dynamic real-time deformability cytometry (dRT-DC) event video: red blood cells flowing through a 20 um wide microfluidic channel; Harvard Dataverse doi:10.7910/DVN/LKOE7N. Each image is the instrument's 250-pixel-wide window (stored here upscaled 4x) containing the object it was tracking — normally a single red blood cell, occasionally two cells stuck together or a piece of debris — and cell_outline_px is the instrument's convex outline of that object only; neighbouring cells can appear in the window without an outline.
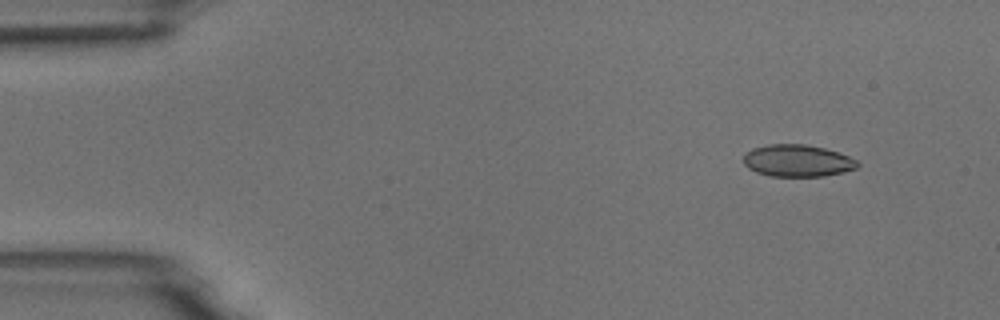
{"species": "common noctule bat (a hibernating species)", "species_latin": "Nyctalus noctula", "temperature_condition": "room temperature", "stored_images_in_passage": 4, "camera_frame_rate_fps": 3000, "um_per_image_px": 0.085, "animal": {"sex": "male", "body_mass_g": 18.8}, "frame": {"image": 1, "passage_image": 2, "time_ms": 1.0, "image_size_px": [1000, 320], "cell_outline_px": [[860, 164], [856, 168], [844, 172], [824, 176], [768, 176], [756, 172], [748, 168], [744, 164], [744, 152], [752, 148], [768, 144], [804, 144], [824, 148], [848, 156], [856, 160]], "centroid_in_image_um": [67.75, 13.66], "position_along_channel_um": 17.3, "area_um2": 21.33}}